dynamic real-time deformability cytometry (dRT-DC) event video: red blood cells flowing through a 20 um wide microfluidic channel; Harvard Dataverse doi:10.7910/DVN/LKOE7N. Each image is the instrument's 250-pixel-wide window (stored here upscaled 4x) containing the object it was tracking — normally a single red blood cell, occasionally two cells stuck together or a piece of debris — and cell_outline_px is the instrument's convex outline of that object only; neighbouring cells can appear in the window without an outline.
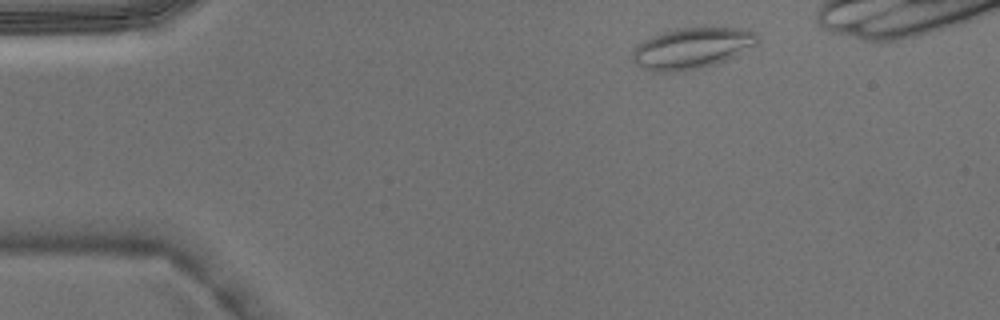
{"species": "Egyptian fruit bat (a non-hibernating species)", "species_latin": "Rousettus aegyptiacus", "temperature_condition": "warm", "stored_images_in_passage": 5, "camera_frame_rate_fps": 3000, "um_per_image_px": 0.085, "animal": {"sex": "male"}, "frame": {"image": 1, "passage_image": 1, "time_ms": 0.0, "image_size_px": [1000, 320], "cell_outline_px": [[756, 44], [724, 60], [700, 68], [668, 72], [652, 72], [636, 64], [632, 60], [632, 52], [644, 40], [652, 36], [676, 28], [744, 28], [756, 32]], "centroid_in_image_um": [58.76, 4.09], "position_along_channel_um": 26.2, "area_um2": 29.19}}